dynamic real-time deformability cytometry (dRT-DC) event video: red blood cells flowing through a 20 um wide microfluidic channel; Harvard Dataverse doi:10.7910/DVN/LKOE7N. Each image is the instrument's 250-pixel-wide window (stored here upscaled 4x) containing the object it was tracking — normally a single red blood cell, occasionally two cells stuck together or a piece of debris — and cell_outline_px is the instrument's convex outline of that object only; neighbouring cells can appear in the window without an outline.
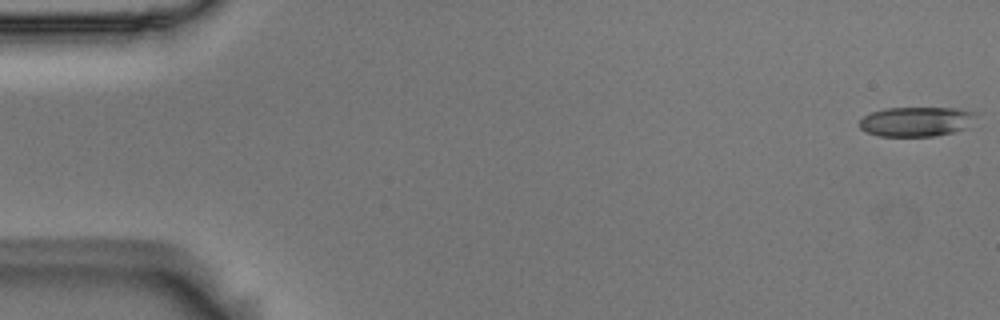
{"species": "Egyptian fruit bat (a non-hibernating species)", "species_latin": "Rousettus aegyptiacus", "temperature_condition": "room temperature", "stored_images_in_passage": 54, "camera_frame_rate_fps": 3000, "um_per_image_px": 0.085, "animal": {"sex": "male"}, "frame": {"image": 1, "passage_image": 1, "time_ms": 0.0, "image_size_px": [1000, 320], "cell_outline_px": [[980, 112], [964, 128], [956, 132], [936, 136], [880, 136], [868, 132], [860, 128], [860, 120], [864, 116], [872, 112], [884, 108], [960, 108]], "centroid_in_image_um": [77.92, 10.32], "position_along_channel_um": 7.1, "area_um2": 20.17}}
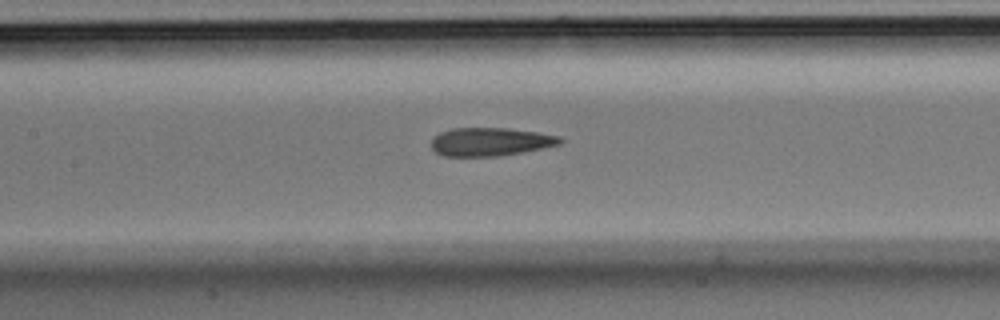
{"frame": {"image": 2, "passage_image": 25, "time_ms": 8.0, "image_size_px": [1000, 320], "cell_outline_px": [[564, 140], [560, 144], [520, 152], [496, 156], [444, 156], [436, 152], [432, 148], [432, 140], [440, 132], [452, 128], [508, 128], [536, 132], [560, 136]], "centroid_in_image_um": [41.67, 12.04], "position_along_channel_um": 165.7, "area_um2": 20.98}}
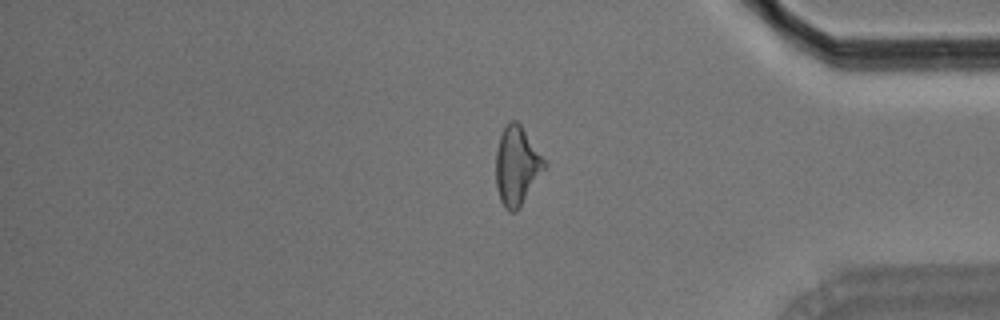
{"frame": {"image": 3, "passage_image": 45, "time_ms": 14.667, "image_size_px": [1000, 320], "cell_outline_px": [[548, 164], [516, 212], [508, 212], [504, 208], [500, 200], [496, 184], [496, 152], [500, 136], [504, 124], [508, 120], [516, 120], [520, 124]], "centroid_in_image_um": [43.92, 14.08], "position_along_channel_um": 391.3, "area_um2": 22.2}, "authors_computed_cell_mechanics": {"area_um2": 21.7039, "velocity_mm_per_s": 3.7253, "shape_relaxation_time_tau1_ms": null, "shape_relaxation_time_tau2_ms": 2.4951, "deformation_change_tau1": null, "deformation_change_tau2": 0.1358}}